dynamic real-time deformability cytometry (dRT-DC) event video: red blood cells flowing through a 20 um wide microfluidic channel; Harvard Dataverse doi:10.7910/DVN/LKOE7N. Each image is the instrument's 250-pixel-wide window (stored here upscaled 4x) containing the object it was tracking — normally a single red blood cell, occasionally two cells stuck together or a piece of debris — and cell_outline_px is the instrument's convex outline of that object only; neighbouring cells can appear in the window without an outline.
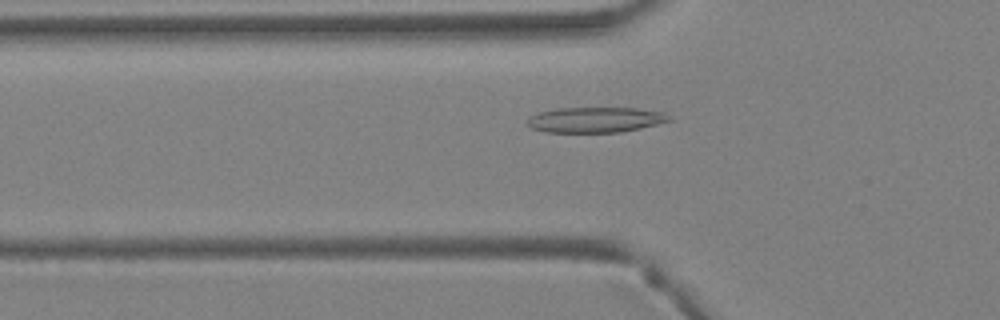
{"species": "Egyptian fruit bat (a non-hibernating species)", "species_latin": "Rousettus aegyptiacus", "temperature_condition": "warm", "stored_images_in_passage": 34, "camera_frame_rate_fps": 3000, "um_per_image_px": 0.085, "animal": {"sex": "female"}, "frame": {"image": 1, "passage_image": 7, "time_ms": 2.0, "image_size_px": [1000, 320], "cell_outline_px": [[672, 120], [640, 128], [620, 132], [544, 132], [532, 128], [524, 124], [528, 116], [540, 112], [556, 108], [640, 108], [664, 112]], "centroid_in_image_um": [50.55, 10.18], "position_along_channel_um": 75.2, "area_um2": 21.1}}
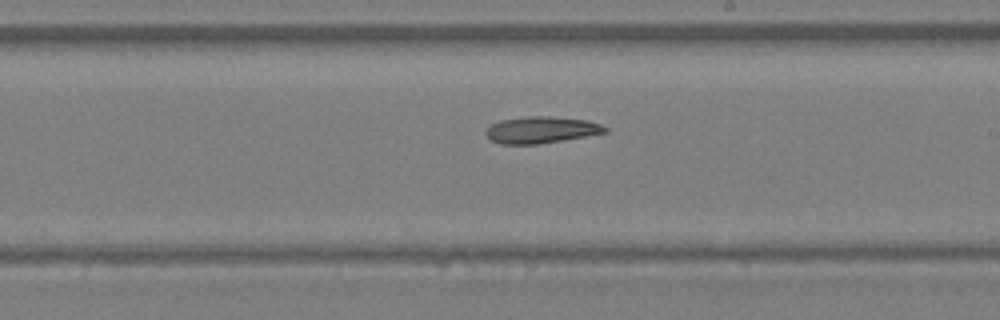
{"frame": {"image": 2, "passage_image": 17, "time_ms": 5.333, "image_size_px": [1000, 320], "cell_outline_px": [[608, 132], [536, 144], [500, 144], [492, 140], [484, 132], [492, 124], [500, 120], [528, 116], [548, 116], [588, 120], [600, 124], [608, 128]], "centroid_in_image_um": [46.0, 11.03], "position_along_channel_um": 243.0, "area_um2": 18.26}}
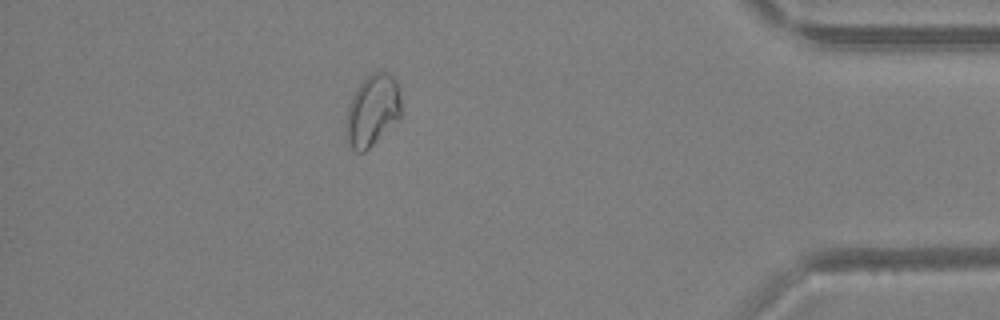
{"frame": {"image": 3, "passage_image": 29, "time_ms": 9.333, "image_size_px": [1000, 320], "cell_outline_px": [[400, 116], [364, 152], [356, 152], [348, 148], [344, 132], [344, 128], [348, 108], [360, 84], [372, 72], [388, 72], [396, 80], [400, 96]], "centroid_in_image_um": [31.61, 9.42], "position_along_channel_um": 403.6, "area_um2": 22.6}}